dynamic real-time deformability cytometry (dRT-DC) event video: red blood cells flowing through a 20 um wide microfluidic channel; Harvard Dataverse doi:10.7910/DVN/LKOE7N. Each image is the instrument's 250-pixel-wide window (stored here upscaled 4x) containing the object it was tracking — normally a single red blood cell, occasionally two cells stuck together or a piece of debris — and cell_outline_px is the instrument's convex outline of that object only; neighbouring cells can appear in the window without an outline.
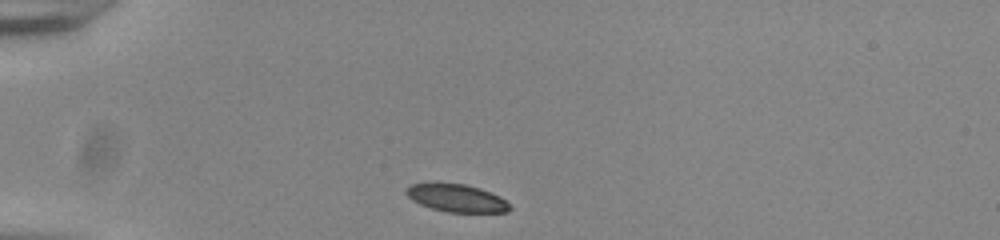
{"species": "common noctule bat (a hibernating species)", "species_latin": "Nyctalus noctula", "temperature_condition": "room temperature", "stored_images_in_passage": 34, "camera_frame_rate_fps": 3000, "um_per_image_px": 0.085, "animal": {"sex": "male", "body_mass_g": 20.0, "forearm_length_mm": 53.3}, "frame": {"image": 1, "passage_image": 1, "time_ms": 0.0, "image_size_px": [1000, 240], "cell_outline_px": [[512, 208], [508, 212], [448, 212], [432, 208], [420, 204], [412, 200], [404, 192], [412, 184], [464, 184], [480, 188], [500, 196]], "centroid_in_image_um": [38.84, 16.85], "position_along_channel_um": 46.2, "area_um2": 16.36}}
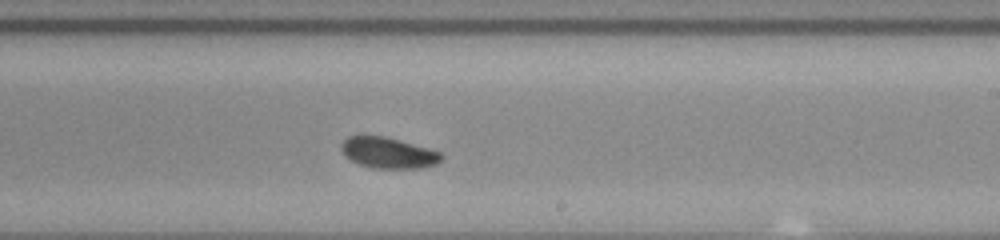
{"frame": {"image": 2, "passage_image": 20, "time_ms": 6.333, "image_size_px": [1000, 240], "cell_outline_px": [[444, 156], [436, 164], [420, 168], [372, 168], [360, 164], [352, 160], [340, 148], [340, 144], [348, 136], [384, 136], [428, 148], [440, 152]], "centroid_in_image_um": [33.01, 12.99], "position_along_channel_um": 256.0, "area_um2": 17.74}}
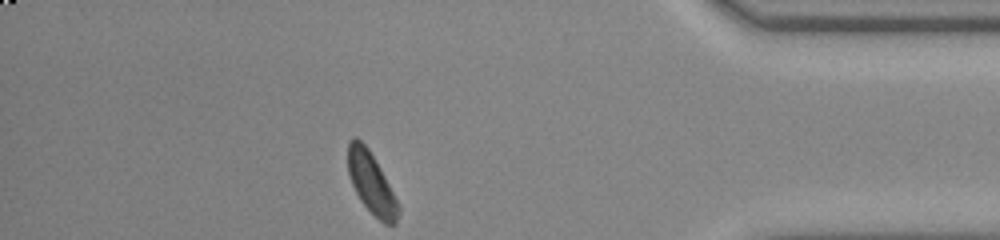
{"frame": {"image": 3, "passage_image": 34, "time_ms": 11.0, "image_size_px": [1000, 240], "cell_outline_px": [[400, 212], [396, 224], [384, 224], [360, 200], [352, 184], [348, 172], [348, 140], [352, 136], [356, 136], [368, 148], [380, 168], [400, 204]], "centroid_in_image_um": [31.58, 15.55], "position_along_channel_um": 403.6, "area_um2": 17.92}, "authors_computed_cell_mechanics": {"area_um2": 18.4671, "velocity_mm_per_s": 3.8369, "shape_relaxation_time_tau1_ms": 4.1709, "shape_relaxation_time_tau2_ms": null, "deformation_change_tau1": 0.0911, "deformation_change_tau2": null}}